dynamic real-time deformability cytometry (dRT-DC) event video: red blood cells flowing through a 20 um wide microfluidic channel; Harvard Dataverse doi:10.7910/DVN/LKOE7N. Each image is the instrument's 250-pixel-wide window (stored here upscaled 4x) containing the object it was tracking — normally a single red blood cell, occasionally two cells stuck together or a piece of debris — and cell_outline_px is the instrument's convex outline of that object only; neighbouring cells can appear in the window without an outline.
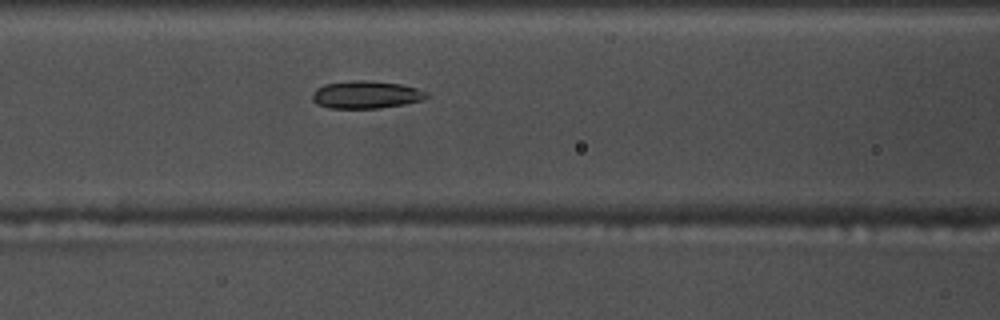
{"species": "common noctule bat (a hibernating species)", "species_latin": "Nyctalus noctula", "temperature_condition": "warm", "stored_images_in_passage": 34, "camera_frame_rate_fps": 3000, "um_per_image_px": 0.085, "animal": {"sex": "male", "body_mass_g": 17.5, "forearm_length_mm": 52.3}, "frame": {"image": 1, "passage_image": 6, "time_ms": 1.667, "image_size_px": [1000, 320], "cell_outline_px": [[432, 96], [424, 100], [404, 104], [380, 108], [328, 108], [316, 104], [312, 100], [312, 92], [316, 88], [324, 84], [352, 80], [368, 80], [400, 84], [416, 88], [428, 92]], "centroid_in_image_um": [31.12, 8.05], "position_along_channel_um": 135.5, "area_um2": 18.67}}
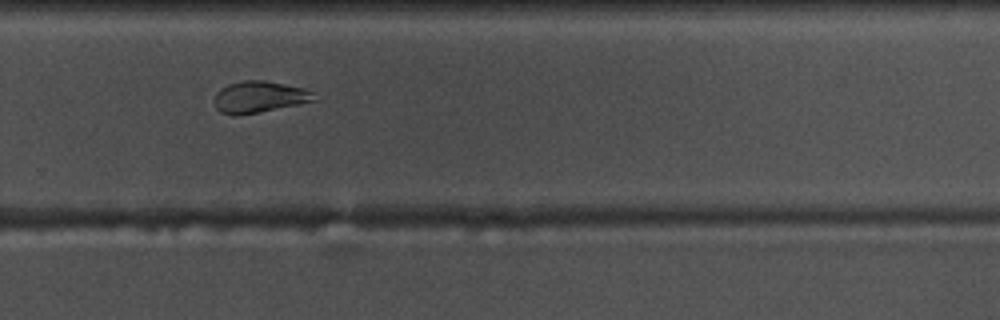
{"frame": {"image": 2, "passage_image": 20, "time_ms": 6.333, "image_size_px": [1000, 320], "cell_outline_px": [[320, 100], [300, 104], [256, 112], [220, 112], [216, 108], [216, 92], [228, 84], [244, 80], [264, 80], [304, 88], [312, 92]], "centroid_in_image_um": [22.13, 8.19], "position_along_channel_um": 307.7, "area_um2": 17.69}}